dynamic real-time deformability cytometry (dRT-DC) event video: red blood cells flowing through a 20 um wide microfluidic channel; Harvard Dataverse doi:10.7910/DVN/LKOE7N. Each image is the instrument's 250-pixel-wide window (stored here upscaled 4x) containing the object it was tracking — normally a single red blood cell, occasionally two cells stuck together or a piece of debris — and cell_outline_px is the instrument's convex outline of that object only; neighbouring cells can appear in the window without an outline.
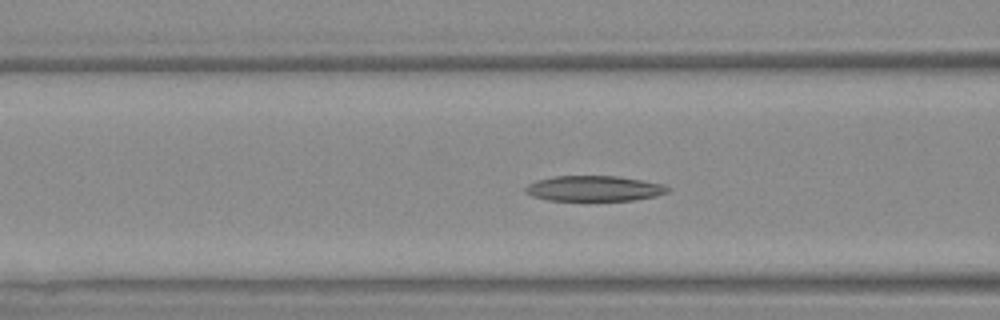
{"species": "Egyptian fruit bat (a non-hibernating species)", "species_latin": "Rousettus aegyptiacus", "temperature_condition": "warm", "stored_images_in_passage": 44, "camera_frame_rate_fps": 3000, "um_per_image_px": 0.085, "animal": {"sex": "female"}, "frame": {"image": 1, "passage_image": 15, "time_ms": 4.667, "image_size_px": [1000, 320], "cell_outline_px": [[672, 188], [668, 192], [656, 196], [636, 200], [548, 200], [532, 196], [524, 192], [524, 188], [528, 184], [536, 180], [556, 176], [616, 176], [644, 180], [664, 184]], "centroid_in_image_um": [50.53, 16.02], "position_along_channel_um": 116.1, "area_um2": 21.21}}
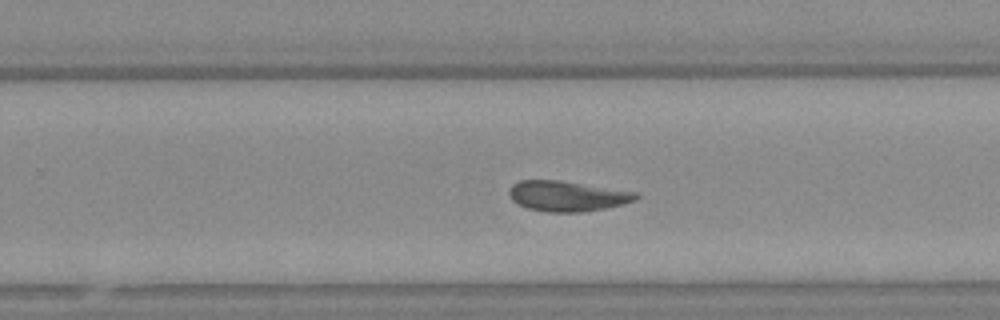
{"frame": {"image": 2, "passage_image": 27, "time_ms": 8.667, "image_size_px": [1000, 320], "cell_outline_px": [[640, 196], [636, 200], [624, 204], [584, 212], [544, 212], [528, 208], [516, 204], [512, 200], [508, 192], [512, 184], [520, 180], [560, 180], [636, 192]], "centroid_in_image_um": [48.19, 16.67], "position_along_channel_um": 281.6, "area_um2": 22.54}}
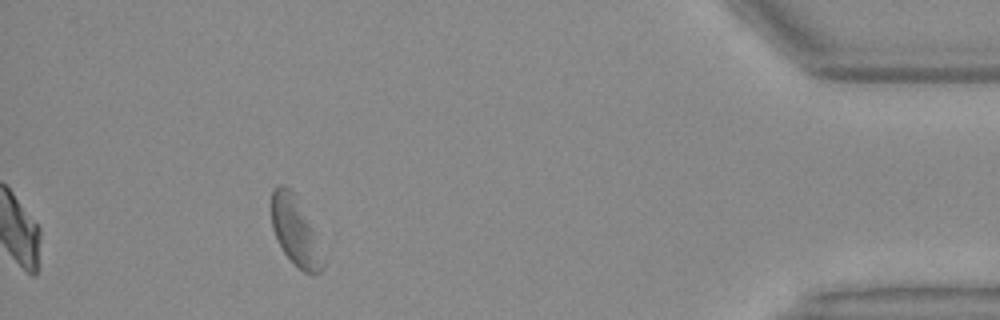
{"frame": {"image": 3, "passage_image": 40, "time_ms": 13.0, "image_size_px": [1000, 320], "cell_outline_px": [[324, 268], [320, 272], [304, 272], [284, 252], [276, 240], [272, 228], [272, 188], [280, 184], [284, 184], [296, 196], [312, 228], [324, 264]], "centroid_in_image_um": [25.05, 19.61], "position_along_channel_um": 410.2, "area_um2": 19.71}, "authors_computed_cell_mechanics": {"area_um2": 21.8773, "velocity_mm_per_s": 4.1481, "shape_relaxation_time_tau1_ms": 5.2849, "shape_relaxation_time_tau2_ms": 4.5168, "deformation_change_tau1": 0.1539, "deformation_change_tau2": 0.1358}}